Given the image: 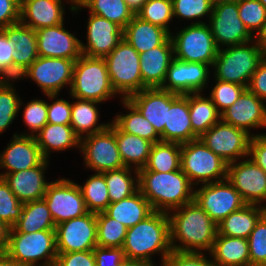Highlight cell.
<instances>
[{
	"label": "cell",
	"mask_w": 266,
	"mask_h": 266,
	"mask_svg": "<svg viewBox=\"0 0 266 266\" xmlns=\"http://www.w3.org/2000/svg\"><path fill=\"white\" fill-rule=\"evenodd\" d=\"M79 150L83 153L85 166L96 173L125 167L119 154L113 121L103 131L83 136Z\"/></svg>",
	"instance_id": "cell-10"
},
{
	"label": "cell",
	"mask_w": 266,
	"mask_h": 266,
	"mask_svg": "<svg viewBox=\"0 0 266 266\" xmlns=\"http://www.w3.org/2000/svg\"><path fill=\"white\" fill-rule=\"evenodd\" d=\"M24 203L11 191L8 183L0 177V221L12 228L19 220Z\"/></svg>",
	"instance_id": "cell-46"
},
{
	"label": "cell",
	"mask_w": 266,
	"mask_h": 266,
	"mask_svg": "<svg viewBox=\"0 0 266 266\" xmlns=\"http://www.w3.org/2000/svg\"><path fill=\"white\" fill-rule=\"evenodd\" d=\"M147 1L148 0H125L126 4L135 15Z\"/></svg>",
	"instance_id": "cell-62"
},
{
	"label": "cell",
	"mask_w": 266,
	"mask_h": 266,
	"mask_svg": "<svg viewBox=\"0 0 266 266\" xmlns=\"http://www.w3.org/2000/svg\"><path fill=\"white\" fill-rule=\"evenodd\" d=\"M43 199L48 205L55 225L88 213L78 184L68 178L50 182Z\"/></svg>",
	"instance_id": "cell-13"
},
{
	"label": "cell",
	"mask_w": 266,
	"mask_h": 266,
	"mask_svg": "<svg viewBox=\"0 0 266 266\" xmlns=\"http://www.w3.org/2000/svg\"><path fill=\"white\" fill-rule=\"evenodd\" d=\"M239 17L249 33L254 37L266 20V8L259 0H239Z\"/></svg>",
	"instance_id": "cell-49"
},
{
	"label": "cell",
	"mask_w": 266,
	"mask_h": 266,
	"mask_svg": "<svg viewBox=\"0 0 266 266\" xmlns=\"http://www.w3.org/2000/svg\"><path fill=\"white\" fill-rule=\"evenodd\" d=\"M255 43L252 40L244 44L218 49L212 66L215 69L214 78L247 88L250 78L266 57L259 45Z\"/></svg>",
	"instance_id": "cell-4"
},
{
	"label": "cell",
	"mask_w": 266,
	"mask_h": 266,
	"mask_svg": "<svg viewBox=\"0 0 266 266\" xmlns=\"http://www.w3.org/2000/svg\"><path fill=\"white\" fill-rule=\"evenodd\" d=\"M263 5L264 7L266 8V0H259Z\"/></svg>",
	"instance_id": "cell-66"
},
{
	"label": "cell",
	"mask_w": 266,
	"mask_h": 266,
	"mask_svg": "<svg viewBox=\"0 0 266 266\" xmlns=\"http://www.w3.org/2000/svg\"><path fill=\"white\" fill-rule=\"evenodd\" d=\"M6 253L19 266H54L58 255L56 231L43 230L34 233H20L12 227L9 230ZM39 260L45 261L39 264Z\"/></svg>",
	"instance_id": "cell-6"
},
{
	"label": "cell",
	"mask_w": 266,
	"mask_h": 266,
	"mask_svg": "<svg viewBox=\"0 0 266 266\" xmlns=\"http://www.w3.org/2000/svg\"><path fill=\"white\" fill-rule=\"evenodd\" d=\"M169 36L162 27L146 22L136 15L123 29V39L139 54L160 46Z\"/></svg>",
	"instance_id": "cell-30"
},
{
	"label": "cell",
	"mask_w": 266,
	"mask_h": 266,
	"mask_svg": "<svg viewBox=\"0 0 266 266\" xmlns=\"http://www.w3.org/2000/svg\"><path fill=\"white\" fill-rule=\"evenodd\" d=\"M125 257L155 265L152 255L161 252V263L171 253L169 218L166 212L153 211L135 226L128 228L122 246ZM153 261V262H152Z\"/></svg>",
	"instance_id": "cell-2"
},
{
	"label": "cell",
	"mask_w": 266,
	"mask_h": 266,
	"mask_svg": "<svg viewBox=\"0 0 266 266\" xmlns=\"http://www.w3.org/2000/svg\"><path fill=\"white\" fill-rule=\"evenodd\" d=\"M173 2V17L183 18L184 20L198 19L199 21L192 24L205 23L199 18L211 16L213 5L211 0H172Z\"/></svg>",
	"instance_id": "cell-47"
},
{
	"label": "cell",
	"mask_w": 266,
	"mask_h": 266,
	"mask_svg": "<svg viewBox=\"0 0 266 266\" xmlns=\"http://www.w3.org/2000/svg\"><path fill=\"white\" fill-rule=\"evenodd\" d=\"M178 94L160 88H146L134 93L127 99L153 125L160 135L167 123V105Z\"/></svg>",
	"instance_id": "cell-25"
},
{
	"label": "cell",
	"mask_w": 266,
	"mask_h": 266,
	"mask_svg": "<svg viewBox=\"0 0 266 266\" xmlns=\"http://www.w3.org/2000/svg\"><path fill=\"white\" fill-rule=\"evenodd\" d=\"M115 136L124 166L136 170L143 168L148 161L152 143L137 135L123 132L116 124ZM131 164H133V167Z\"/></svg>",
	"instance_id": "cell-35"
},
{
	"label": "cell",
	"mask_w": 266,
	"mask_h": 266,
	"mask_svg": "<svg viewBox=\"0 0 266 266\" xmlns=\"http://www.w3.org/2000/svg\"><path fill=\"white\" fill-rule=\"evenodd\" d=\"M9 230L10 227L0 221V253H6L7 251Z\"/></svg>",
	"instance_id": "cell-60"
},
{
	"label": "cell",
	"mask_w": 266,
	"mask_h": 266,
	"mask_svg": "<svg viewBox=\"0 0 266 266\" xmlns=\"http://www.w3.org/2000/svg\"><path fill=\"white\" fill-rule=\"evenodd\" d=\"M181 169V144L160 141L152 144L146 165L138 171L168 173Z\"/></svg>",
	"instance_id": "cell-39"
},
{
	"label": "cell",
	"mask_w": 266,
	"mask_h": 266,
	"mask_svg": "<svg viewBox=\"0 0 266 266\" xmlns=\"http://www.w3.org/2000/svg\"><path fill=\"white\" fill-rule=\"evenodd\" d=\"M170 37L174 47V58L213 66L218 48L207 23H191Z\"/></svg>",
	"instance_id": "cell-9"
},
{
	"label": "cell",
	"mask_w": 266,
	"mask_h": 266,
	"mask_svg": "<svg viewBox=\"0 0 266 266\" xmlns=\"http://www.w3.org/2000/svg\"><path fill=\"white\" fill-rule=\"evenodd\" d=\"M102 174L109 190L110 203L121 201L139 190L138 170H134V168L123 167ZM132 174L135 176H132Z\"/></svg>",
	"instance_id": "cell-41"
},
{
	"label": "cell",
	"mask_w": 266,
	"mask_h": 266,
	"mask_svg": "<svg viewBox=\"0 0 266 266\" xmlns=\"http://www.w3.org/2000/svg\"><path fill=\"white\" fill-rule=\"evenodd\" d=\"M97 246L122 248L127 228L105 212L96 214Z\"/></svg>",
	"instance_id": "cell-43"
},
{
	"label": "cell",
	"mask_w": 266,
	"mask_h": 266,
	"mask_svg": "<svg viewBox=\"0 0 266 266\" xmlns=\"http://www.w3.org/2000/svg\"><path fill=\"white\" fill-rule=\"evenodd\" d=\"M201 94V92L189 94V115L192 130L198 138L221 120V114L211 98H206Z\"/></svg>",
	"instance_id": "cell-38"
},
{
	"label": "cell",
	"mask_w": 266,
	"mask_h": 266,
	"mask_svg": "<svg viewBox=\"0 0 266 266\" xmlns=\"http://www.w3.org/2000/svg\"><path fill=\"white\" fill-rule=\"evenodd\" d=\"M221 120L252 135L250 129L266 127V105L246 88L238 100L221 114Z\"/></svg>",
	"instance_id": "cell-20"
},
{
	"label": "cell",
	"mask_w": 266,
	"mask_h": 266,
	"mask_svg": "<svg viewBox=\"0 0 266 266\" xmlns=\"http://www.w3.org/2000/svg\"><path fill=\"white\" fill-rule=\"evenodd\" d=\"M104 212L128 229L148 217L153 209L138 190L135 194L121 201L110 203Z\"/></svg>",
	"instance_id": "cell-34"
},
{
	"label": "cell",
	"mask_w": 266,
	"mask_h": 266,
	"mask_svg": "<svg viewBox=\"0 0 266 266\" xmlns=\"http://www.w3.org/2000/svg\"><path fill=\"white\" fill-rule=\"evenodd\" d=\"M227 165L200 138L181 144V170L194 186L227 179Z\"/></svg>",
	"instance_id": "cell-7"
},
{
	"label": "cell",
	"mask_w": 266,
	"mask_h": 266,
	"mask_svg": "<svg viewBox=\"0 0 266 266\" xmlns=\"http://www.w3.org/2000/svg\"><path fill=\"white\" fill-rule=\"evenodd\" d=\"M253 40L259 45L262 51L266 54V20L260 30L255 33Z\"/></svg>",
	"instance_id": "cell-61"
},
{
	"label": "cell",
	"mask_w": 266,
	"mask_h": 266,
	"mask_svg": "<svg viewBox=\"0 0 266 266\" xmlns=\"http://www.w3.org/2000/svg\"><path fill=\"white\" fill-rule=\"evenodd\" d=\"M252 135L247 131L220 120L200 139L227 164L249 156Z\"/></svg>",
	"instance_id": "cell-12"
},
{
	"label": "cell",
	"mask_w": 266,
	"mask_h": 266,
	"mask_svg": "<svg viewBox=\"0 0 266 266\" xmlns=\"http://www.w3.org/2000/svg\"><path fill=\"white\" fill-rule=\"evenodd\" d=\"M266 173V134L252 135L249 156Z\"/></svg>",
	"instance_id": "cell-58"
},
{
	"label": "cell",
	"mask_w": 266,
	"mask_h": 266,
	"mask_svg": "<svg viewBox=\"0 0 266 266\" xmlns=\"http://www.w3.org/2000/svg\"><path fill=\"white\" fill-rule=\"evenodd\" d=\"M0 79L16 81L15 43L0 29Z\"/></svg>",
	"instance_id": "cell-52"
},
{
	"label": "cell",
	"mask_w": 266,
	"mask_h": 266,
	"mask_svg": "<svg viewBox=\"0 0 266 266\" xmlns=\"http://www.w3.org/2000/svg\"><path fill=\"white\" fill-rule=\"evenodd\" d=\"M62 0H20V22L38 30L64 23Z\"/></svg>",
	"instance_id": "cell-27"
},
{
	"label": "cell",
	"mask_w": 266,
	"mask_h": 266,
	"mask_svg": "<svg viewBox=\"0 0 266 266\" xmlns=\"http://www.w3.org/2000/svg\"><path fill=\"white\" fill-rule=\"evenodd\" d=\"M23 122L28 126L30 133H23L20 135H31L35 136L47 121V102L45 100L33 99L24 106L23 110ZM36 132V133H35Z\"/></svg>",
	"instance_id": "cell-51"
},
{
	"label": "cell",
	"mask_w": 266,
	"mask_h": 266,
	"mask_svg": "<svg viewBox=\"0 0 266 266\" xmlns=\"http://www.w3.org/2000/svg\"><path fill=\"white\" fill-rule=\"evenodd\" d=\"M96 266H119L126 258L122 248L100 247L93 249Z\"/></svg>",
	"instance_id": "cell-56"
},
{
	"label": "cell",
	"mask_w": 266,
	"mask_h": 266,
	"mask_svg": "<svg viewBox=\"0 0 266 266\" xmlns=\"http://www.w3.org/2000/svg\"><path fill=\"white\" fill-rule=\"evenodd\" d=\"M38 146L45 159L55 151H65L68 148H80V138L74 133L70 124L47 123L35 135Z\"/></svg>",
	"instance_id": "cell-32"
},
{
	"label": "cell",
	"mask_w": 266,
	"mask_h": 266,
	"mask_svg": "<svg viewBox=\"0 0 266 266\" xmlns=\"http://www.w3.org/2000/svg\"><path fill=\"white\" fill-rule=\"evenodd\" d=\"M218 49L240 45L253 40L239 17L238 2L219 3L213 6L208 23Z\"/></svg>",
	"instance_id": "cell-15"
},
{
	"label": "cell",
	"mask_w": 266,
	"mask_h": 266,
	"mask_svg": "<svg viewBox=\"0 0 266 266\" xmlns=\"http://www.w3.org/2000/svg\"><path fill=\"white\" fill-rule=\"evenodd\" d=\"M11 81H0V134L10 126L22 106Z\"/></svg>",
	"instance_id": "cell-44"
},
{
	"label": "cell",
	"mask_w": 266,
	"mask_h": 266,
	"mask_svg": "<svg viewBox=\"0 0 266 266\" xmlns=\"http://www.w3.org/2000/svg\"><path fill=\"white\" fill-rule=\"evenodd\" d=\"M70 96L100 104L118 95L112 87L104 58L81 55L75 62Z\"/></svg>",
	"instance_id": "cell-5"
},
{
	"label": "cell",
	"mask_w": 266,
	"mask_h": 266,
	"mask_svg": "<svg viewBox=\"0 0 266 266\" xmlns=\"http://www.w3.org/2000/svg\"><path fill=\"white\" fill-rule=\"evenodd\" d=\"M71 107V122L70 125L74 133L81 139L83 133L91 135L106 129L110 123H97L100 117L97 104L99 102L93 100H81L75 98Z\"/></svg>",
	"instance_id": "cell-36"
},
{
	"label": "cell",
	"mask_w": 266,
	"mask_h": 266,
	"mask_svg": "<svg viewBox=\"0 0 266 266\" xmlns=\"http://www.w3.org/2000/svg\"><path fill=\"white\" fill-rule=\"evenodd\" d=\"M227 165V180L247 204L266 202V173L251 159Z\"/></svg>",
	"instance_id": "cell-17"
},
{
	"label": "cell",
	"mask_w": 266,
	"mask_h": 266,
	"mask_svg": "<svg viewBox=\"0 0 266 266\" xmlns=\"http://www.w3.org/2000/svg\"><path fill=\"white\" fill-rule=\"evenodd\" d=\"M55 231L57 253L93 250L97 246L96 213L62 222Z\"/></svg>",
	"instance_id": "cell-16"
},
{
	"label": "cell",
	"mask_w": 266,
	"mask_h": 266,
	"mask_svg": "<svg viewBox=\"0 0 266 266\" xmlns=\"http://www.w3.org/2000/svg\"><path fill=\"white\" fill-rule=\"evenodd\" d=\"M142 90L160 88L166 78L170 63L174 58V47L169 36L160 46L140 53Z\"/></svg>",
	"instance_id": "cell-24"
},
{
	"label": "cell",
	"mask_w": 266,
	"mask_h": 266,
	"mask_svg": "<svg viewBox=\"0 0 266 266\" xmlns=\"http://www.w3.org/2000/svg\"><path fill=\"white\" fill-rule=\"evenodd\" d=\"M20 22V0H0V29Z\"/></svg>",
	"instance_id": "cell-57"
},
{
	"label": "cell",
	"mask_w": 266,
	"mask_h": 266,
	"mask_svg": "<svg viewBox=\"0 0 266 266\" xmlns=\"http://www.w3.org/2000/svg\"><path fill=\"white\" fill-rule=\"evenodd\" d=\"M54 102L48 104L47 102V121L52 124H70L71 122V107L72 102L65 99H56L58 96L46 95Z\"/></svg>",
	"instance_id": "cell-54"
},
{
	"label": "cell",
	"mask_w": 266,
	"mask_h": 266,
	"mask_svg": "<svg viewBox=\"0 0 266 266\" xmlns=\"http://www.w3.org/2000/svg\"><path fill=\"white\" fill-rule=\"evenodd\" d=\"M161 141L184 144L198 139L193 133L189 115V94L177 95L167 105V123L160 134Z\"/></svg>",
	"instance_id": "cell-26"
},
{
	"label": "cell",
	"mask_w": 266,
	"mask_h": 266,
	"mask_svg": "<svg viewBox=\"0 0 266 266\" xmlns=\"http://www.w3.org/2000/svg\"><path fill=\"white\" fill-rule=\"evenodd\" d=\"M122 104L128 109V114H118L112 120L123 132L137 135L150 141L152 144L161 141L160 135L153 125L128 100L122 99Z\"/></svg>",
	"instance_id": "cell-40"
},
{
	"label": "cell",
	"mask_w": 266,
	"mask_h": 266,
	"mask_svg": "<svg viewBox=\"0 0 266 266\" xmlns=\"http://www.w3.org/2000/svg\"><path fill=\"white\" fill-rule=\"evenodd\" d=\"M54 266H96L93 250L58 253Z\"/></svg>",
	"instance_id": "cell-55"
},
{
	"label": "cell",
	"mask_w": 266,
	"mask_h": 266,
	"mask_svg": "<svg viewBox=\"0 0 266 266\" xmlns=\"http://www.w3.org/2000/svg\"><path fill=\"white\" fill-rule=\"evenodd\" d=\"M140 19L162 27L170 35L169 22L173 20L172 0H148L136 13Z\"/></svg>",
	"instance_id": "cell-45"
},
{
	"label": "cell",
	"mask_w": 266,
	"mask_h": 266,
	"mask_svg": "<svg viewBox=\"0 0 266 266\" xmlns=\"http://www.w3.org/2000/svg\"><path fill=\"white\" fill-rule=\"evenodd\" d=\"M70 2V10L78 13L82 7L88 8L89 13L106 18L124 29L135 14L125 0H66Z\"/></svg>",
	"instance_id": "cell-31"
},
{
	"label": "cell",
	"mask_w": 266,
	"mask_h": 266,
	"mask_svg": "<svg viewBox=\"0 0 266 266\" xmlns=\"http://www.w3.org/2000/svg\"><path fill=\"white\" fill-rule=\"evenodd\" d=\"M193 200L217 225L232 212L242 209L247 204L227 179L202 184L194 191Z\"/></svg>",
	"instance_id": "cell-11"
},
{
	"label": "cell",
	"mask_w": 266,
	"mask_h": 266,
	"mask_svg": "<svg viewBox=\"0 0 266 266\" xmlns=\"http://www.w3.org/2000/svg\"><path fill=\"white\" fill-rule=\"evenodd\" d=\"M239 0H211L212 5H216L219 3H226V2H238Z\"/></svg>",
	"instance_id": "cell-65"
},
{
	"label": "cell",
	"mask_w": 266,
	"mask_h": 266,
	"mask_svg": "<svg viewBox=\"0 0 266 266\" xmlns=\"http://www.w3.org/2000/svg\"><path fill=\"white\" fill-rule=\"evenodd\" d=\"M49 161L45 159L40 165L10 174H1L8 183L15 197L22 203L43 199L50 182L45 179Z\"/></svg>",
	"instance_id": "cell-23"
},
{
	"label": "cell",
	"mask_w": 266,
	"mask_h": 266,
	"mask_svg": "<svg viewBox=\"0 0 266 266\" xmlns=\"http://www.w3.org/2000/svg\"><path fill=\"white\" fill-rule=\"evenodd\" d=\"M266 205L246 204L232 212L218 225V234L248 239L259 218L266 212Z\"/></svg>",
	"instance_id": "cell-33"
},
{
	"label": "cell",
	"mask_w": 266,
	"mask_h": 266,
	"mask_svg": "<svg viewBox=\"0 0 266 266\" xmlns=\"http://www.w3.org/2000/svg\"><path fill=\"white\" fill-rule=\"evenodd\" d=\"M210 93V98L216 106L218 112L222 114L228 107H230L239 96L246 89L245 86L230 82H223L218 79Z\"/></svg>",
	"instance_id": "cell-50"
},
{
	"label": "cell",
	"mask_w": 266,
	"mask_h": 266,
	"mask_svg": "<svg viewBox=\"0 0 266 266\" xmlns=\"http://www.w3.org/2000/svg\"><path fill=\"white\" fill-rule=\"evenodd\" d=\"M138 175L139 191L153 211L168 213L194 199V185L181 169L168 173L138 171Z\"/></svg>",
	"instance_id": "cell-3"
},
{
	"label": "cell",
	"mask_w": 266,
	"mask_h": 266,
	"mask_svg": "<svg viewBox=\"0 0 266 266\" xmlns=\"http://www.w3.org/2000/svg\"><path fill=\"white\" fill-rule=\"evenodd\" d=\"M247 89L258 98L266 100V57L250 78Z\"/></svg>",
	"instance_id": "cell-59"
},
{
	"label": "cell",
	"mask_w": 266,
	"mask_h": 266,
	"mask_svg": "<svg viewBox=\"0 0 266 266\" xmlns=\"http://www.w3.org/2000/svg\"><path fill=\"white\" fill-rule=\"evenodd\" d=\"M6 149L0 153V168L6 171L1 174L15 173L40 165L44 156L35 136L14 134Z\"/></svg>",
	"instance_id": "cell-21"
},
{
	"label": "cell",
	"mask_w": 266,
	"mask_h": 266,
	"mask_svg": "<svg viewBox=\"0 0 266 266\" xmlns=\"http://www.w3.org/2000/svg\"><path fill=\"white\" fill-rule=\"evenodd\" d=\"M167 214L172 250L181 252L211 251L218 233L217 224L194 200ZM177 241L180 242L179 245Z\"/></svg>",
	"instance_id": "cell-1"
},
{
	"label": "cell",
	"mask_w": 266,
	"mask_h": 266,
	"mask_svg": "<svg viewBox=\"0 0 266 266\" xmlns=\"http://www.w3.org/2000/svg\"><path fill=\"white\" fill-rule=\"evenodd\" d=\"M13 228L20 233L55 230L56 225L44 199L26 202Z\"/></svg>",
	"instance_id": "cell-37"
},
{
	"label": "cell",
	"mask_w": 266,
	"mask_h": 266,
	"mask_svg": "<svg viewBox=\"0 0 266 266\" xmlns=\"http://www.w3.org/2000/svg\"><path fill=\"white\" fill-rule=\"evenodd\" d=\"M7 37L15 43L16 80L39 56L36 31L21 22L2 29Z\"/></svg>",
	"instance_id": "cell-28"
},
{
	"label": "cell",
	"mask_w": 266,
	"mask_h": 266,
	"mask_svg": "<svg viewBox=\"0 0 266 266\" xmlns=\"http://www.w3.org/2000/svg\"><path fill=\"white\" fill-rule=\"evenodd\" d=\"M0 266H19L7 253H0Z\"/></svg>",
	"instance_id": "cell-64"
},
{
	"label": "cell",
	"mask_w": 266,
	"mask_h": 266,
	"mask_svg": "<svg viewBox=\"0 0 266 266\" xmlns=\"http://www.w3.org/2000/svg\"><path fill=\"white\" fill-rule=\"evenodd\" d=\"M216 266H250L248 239L217 233L209 252Z\"/></svg>",
	"instance_id": "cell-29"
},
{
	"label": "cell",
	"mask_w": 266,
	"mask_h": 266,
	"mask_svg": "<svg viewBox=\"0 0 266 266\" xmlns=\"http://www.w3.org/2000/svg\"><path fill=\"white\" fill-rule=\"evenodd\" d=\"M250 266H266V212L248 237Z\"/></svg>",
	"instance_id": "cell-48"
},
{
	"label": "cell",
	"mask_w": 266,
	"mask_h": 266,
	"mask_svg": "<svg viewBox=\"0 0 266 266\" xmlns=\"http://www.w3.org/2000/svg\"><path fill=\"white\" fill-rule=\"evenodd\" d=\"M204 253L172 250L161 266H216Z\"/></svg>",
	"instance_id": "cell-53"
},
{
	"label": "cell",
	"mask_w": 266,
	"mask_h": 266,
	"mask_svg": "<svg viewBox=\"0 0 266 266\" xmlns=\"http://www.w3.org/2000/svg\"><path fill=\"white\" fill-rule=\"evenodd\" d=\"M119 266H154L151 263L144 262L141 260H134V259H128L125 258Z\"/></svg>",
	"instance_id": "cell-63"
},
{
	"label": "cell",
	"mask_w": 266,
	"mask_h": 266,
	"mask_svg": "<svg viewBox=\"0 0 266 266\" xmlns=\"http://www.w3.org/2000/svg\"><path fill=\"white\" fill-rule=\"evenodd\" d=\"M87 44L81 42L82 55L104 58L123 39V29L106 18L89 14Z\"/></svg>",
	"instance_id": "cell-19"
},
{
	"label": "cell",
	"mask_w": 266,
	"mask_h": 266,
	"mask_svg": "<svg viewBox=\"0 0 266 266\" xmlns=\"http://www.w3.org/2000/svg\"><path fill=\"white\" fill-rule=\"evenodd\" d=\"M210 65L185 62L173 58L168 68L166 78L160 89L178 95L203 92L208 82Z\"/></svg>",
	"instance_id": "cell-18"
},
{
	"label": "cell",
	"mask_w": 266,
	"mask_h": 266,
	"mask_svg": "<svg viewBox=\"0 0 266 266\" xmlns=\"http://www.w3.org/2000/svg\"><path fill=\"white\" fill-rule=\"evenodd\" d=\"M61 23L36 30L39 57L67 58L76 61L81 55V40Z\"/></svg>",
	"instance_id": "cell-22"
},
{
	"label": "cell",
	"mask_w": 266,
	"mask_h": 266,
	"mask_svg": "<svg viewBox=\"0 0 266 266\" xmlns=\"http://www.w3.org/2000/svg\"><path fill=\"white\" fill-rule=\"evenodd\" d=\"M75 62L67 58L38 57L20 78H31L44 95H58L64 86L71 87Z\"/></svg>",
	"instance_id": "cell-14"
},
{
	"label": "cell",
	"mask_w": 266,
	"mask_h": 266,
	"mask_svg": "<svg viewBox=\"0 0 266 266\" xmlns=\"http://www.w3.org/2000/svg\"><path fill=\"white\" fill-rule=\"evenodd\" d=\"M88 212H104L110 205L109 190L102 173L90 176L82 186L78 184Z\"/></svg>",
	"instance_id": "cell-42"
},
{
	"label": "cell",
	"mask_w": 266,
	"mask_h": 266,
	"mask_svg": "<svg viewBox=\"0 0 266 266\" xmlns=\"http://www.w3.org/2000/svg\"><path fill=\"white\" fill-rule=\"evenodd\" d=\"M104 59L112 87L122 99L142 90L140 55L125 39Z\"/></svg>",
	"instance_id": "cell-8"
}]
</instances>
